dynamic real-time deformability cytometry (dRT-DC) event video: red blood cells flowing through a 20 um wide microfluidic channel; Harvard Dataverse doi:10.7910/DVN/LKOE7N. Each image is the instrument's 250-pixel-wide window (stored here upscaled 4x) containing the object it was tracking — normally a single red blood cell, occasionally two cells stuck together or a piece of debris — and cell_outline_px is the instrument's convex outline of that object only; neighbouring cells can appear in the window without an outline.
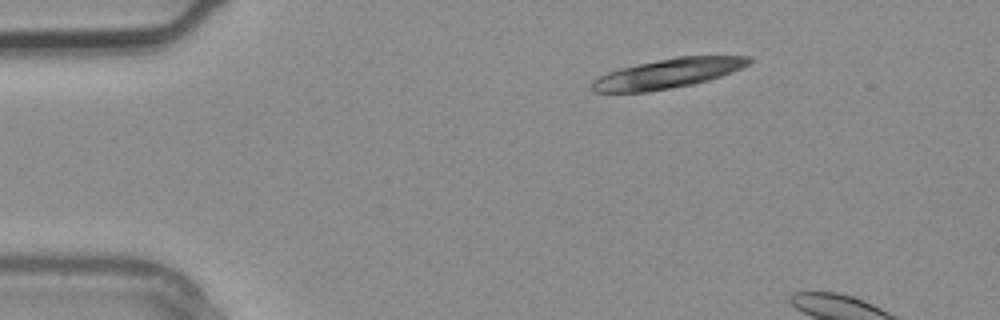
{"species": "common noctule bat (a hibernating species)", "species_latin": "Nyctalus noctula", "temperature_condition": "warm", "stored_images_in_passage": 2, "camera_frame_rate_fps": 3000, "um_per_image_px": 0.085, "animal": {"sex": "male", "body_mass_g": 20.4}, "frame": {"image": 1, "passage_image": 1, "time_ms": 0.0, "image_size_px": [1000, 320], "cell_outline_px": [[756, 60], [732, 72], [708, 80], [692, 84], [648, 92], [592, 92], [592, 80], [608, 72], [620, 68], [636, 64], [680, 56], [752, 56]], "centroid_in_image_um": [56.78, 6.24], "position_along_channel_um": 28.2, "area_um2": 26.93}}